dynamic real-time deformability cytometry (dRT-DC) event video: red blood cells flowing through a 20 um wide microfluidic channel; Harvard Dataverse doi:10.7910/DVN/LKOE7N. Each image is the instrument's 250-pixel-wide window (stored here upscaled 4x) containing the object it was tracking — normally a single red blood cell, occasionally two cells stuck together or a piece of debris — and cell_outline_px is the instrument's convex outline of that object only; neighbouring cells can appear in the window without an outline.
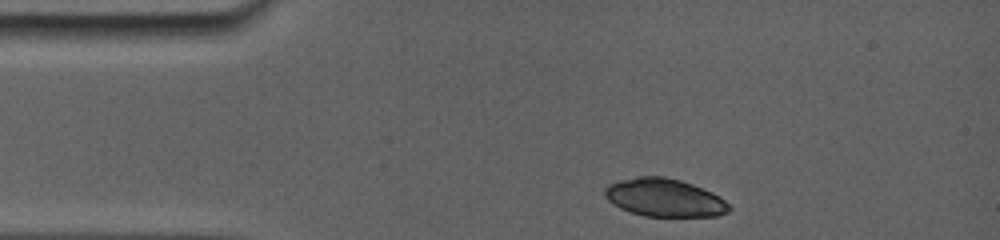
{"species": "common noctule bat (a hibernating species)", "species_latin": "Nyctalus noctula", "temperature_condition": "room temperature", "stored_images_in_passage": 8, "camera_frame_rate_fps": 5000, "um_per_image_px": 0.085, "animal": {"sex": "female", "body_mass_g": 19.0, "forearm_length_mm": 56.7}, "frame": {"image": 1, "passage_image": 1, "time_ms": 0.0, "image_size_px": [1000, 240], "cell_outline_px": [[732, 208], [728, 212], [716, 216], [644, 216], [620, 208], [612, 204], [604, 196], [604, 188], [608, 184], [620, 180], [640, 176], [664, 176], [680, 180], [692, 184], [712, 192], [720, 196]], "centroid_in_image_um": [56.46, 16.8], "position_along_channel_um": 28.5, "area_um2": 27.57}}